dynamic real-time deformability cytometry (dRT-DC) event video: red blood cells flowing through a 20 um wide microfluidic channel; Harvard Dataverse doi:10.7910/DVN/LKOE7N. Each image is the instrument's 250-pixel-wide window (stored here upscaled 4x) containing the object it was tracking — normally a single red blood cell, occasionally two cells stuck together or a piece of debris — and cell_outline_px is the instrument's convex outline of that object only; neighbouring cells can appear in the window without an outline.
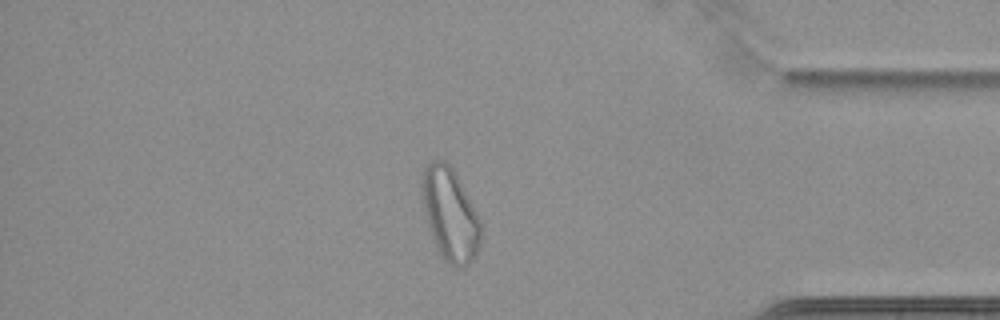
{"species": "common noctule bat (a hibernating species)", "species_latin": "Nyctalus noctula", "temperature_condition": "cold", "stored_images_in_passage": 67, "camera_frame_rate_fps": 3000, "um_per_image_px": 0.085, "animal": {"sex": "female", "body_mass_g": 22.7, "forearm_length_mm": 54.2}, "frame": {"image": 1, "passage_image": 58, "time_ms": 19.0, "image_size_px": [1000, 320], "cell_outline_px": [[480, 244], [472, 260], [464, 268], [456, 268], [448, 264], [444, 260], [436, 248], [432, 240], [424, 212], [420, 192], [420, 176], [424, 168], [432, 160], [444, 160], [452, 168], [480, 220]], "centroid_in_image_um": [38.2, 18.24], "position_along_channel_um": 397.0, "area_um2": 31.85}}